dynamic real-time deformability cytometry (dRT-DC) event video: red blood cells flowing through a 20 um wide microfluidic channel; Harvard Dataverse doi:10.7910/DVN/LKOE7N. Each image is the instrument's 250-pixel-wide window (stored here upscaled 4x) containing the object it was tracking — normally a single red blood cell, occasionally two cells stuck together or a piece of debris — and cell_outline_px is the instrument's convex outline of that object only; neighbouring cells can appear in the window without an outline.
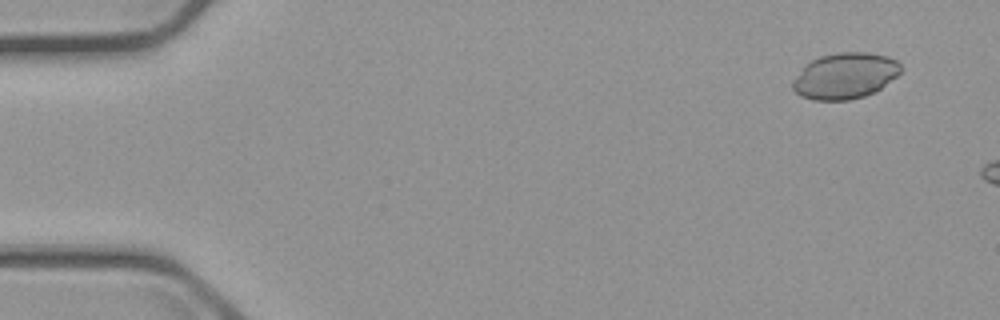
{"species": "common noctule bat (a hibernating species)", "species_latin": "Nyctalus noctula", "temperature_condition": "cold", "stored_images_in_passage": 4, "camera_frame_rate_fps": 3000, "um_per_image_px": 0.085, "animal": {"sex": "male", "body_mass_g": 23.1, "forearm_length_mm": 52.7}, "frame": {"image": 1, "passage_image": 4, "time_ms": 11.667, "image_size_px": [1000, 320], "cell_outline_px": [[904, 68], [896, 76], [876, 92], [864, 96], [848, 100], [812, 100], [800, 96], [792, 88], [792, 80], [812, 60], [820, 56], [840, 52], [868, 52], [888, 56], [896, 60]], "centroid_in_image_um": [71.85, 6.45], "position_along_channel_um": 13.1, "area_um2": 28.96}}